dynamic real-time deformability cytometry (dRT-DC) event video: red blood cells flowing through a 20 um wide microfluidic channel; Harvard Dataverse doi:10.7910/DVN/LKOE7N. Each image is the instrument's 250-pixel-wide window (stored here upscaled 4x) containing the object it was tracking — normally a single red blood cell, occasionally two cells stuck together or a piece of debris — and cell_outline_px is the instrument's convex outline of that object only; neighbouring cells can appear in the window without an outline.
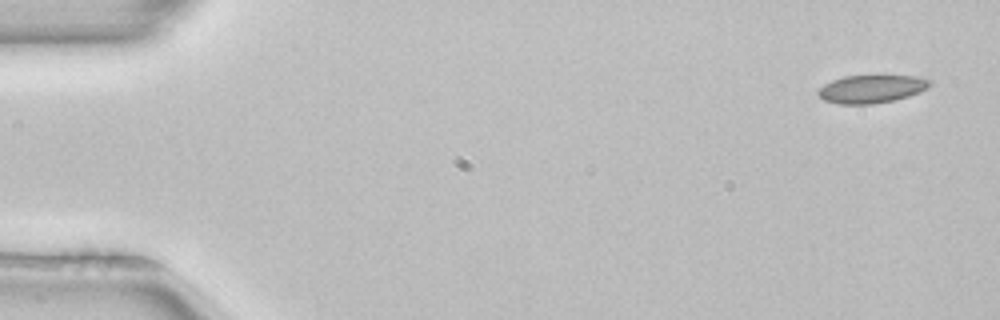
{"species": "common noctule bat (a hibernating species)", "species_latin": "Nyctalus noctula", "temperature_condition": "room temperature", "stored_images_in_passage": 4, "camera_frame_rate_fps": 3000, "um_per_image_px": 0.085, "animal": {"sex": "female", "body_mass_g": 22.7, "forearm_length_mm": 54.2}, "frame": {"image": 1, "passage_image": 1, "time_ms": 0.0, "image_size_px": [1000, 320], "cell_outline_px": [[932, 80], [928, 88], [920, 92], [908, 96], [892, 100], [872, 104], [840, 104], [824, 100], [816, 92], [824, 84], [832, 80], [844, 76], [916, 76]], "centroid_in_image_um": [74.07, 7.56], "position_along_channel_um": 10.9, "area_um2": 18.09}}
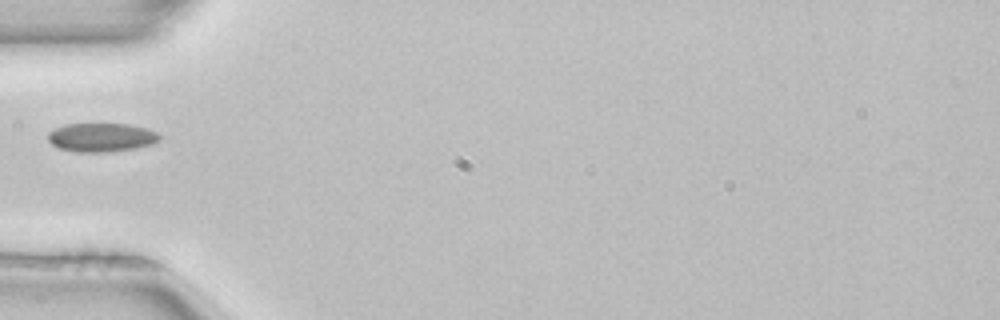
{"frame": {"image": 2, "passage_image": 4, "time_ms": 1.0, "image_size_px": [1000, 320], "cell_outline_px": [[160, 140], [152, 144], [136, 148], [108, 152], [76, 152], [60, 148], [52, 144], [48, 140], [48, 132], [64, 124], [128, 124], [148, 128], [156, 132], [160, 136]], "centroid_in_image_um": [8.63, 11.68], "position_along_channel_um": 76.4, "area_um2": 18.73}}